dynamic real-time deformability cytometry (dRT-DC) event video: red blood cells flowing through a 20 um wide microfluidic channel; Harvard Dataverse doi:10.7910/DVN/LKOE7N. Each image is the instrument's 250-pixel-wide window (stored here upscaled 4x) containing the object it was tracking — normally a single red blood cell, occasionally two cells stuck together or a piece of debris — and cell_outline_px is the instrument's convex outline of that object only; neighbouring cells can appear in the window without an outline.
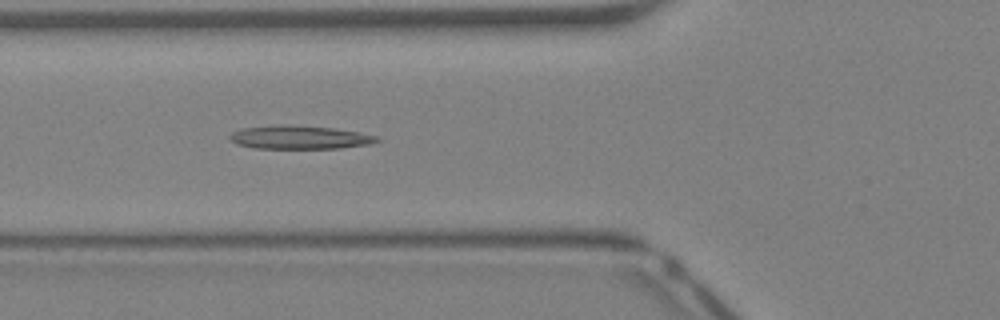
{"species": "Egyptian fruit bat (a non-hibernating species)", "species_latin": "Rousettus aegyptiacus", "temperature_condition": "warm", "stored_images_in_passage": 41, "camera_frame_rate_fps": 3000, "um_per_image_px": 0.085, "animal": {"sex": "female"}, "frame": {"image": 1, "passage_image": 15, "time_ms": 4.667, "image_size_px": [1000, 320], "cell_outline_px": [[380, 140], [368, 144], [340, 148], [252, 148], [236, 144], [228, 136], [232, 132], [240, 128], [276, 124], [288, 124], [332, 128], [360, 132], [380, 136]], "centroid_in_image_um": [25.44, 11.66], "position_along_channel_um": 100.4, "area_um2": 20.29}}
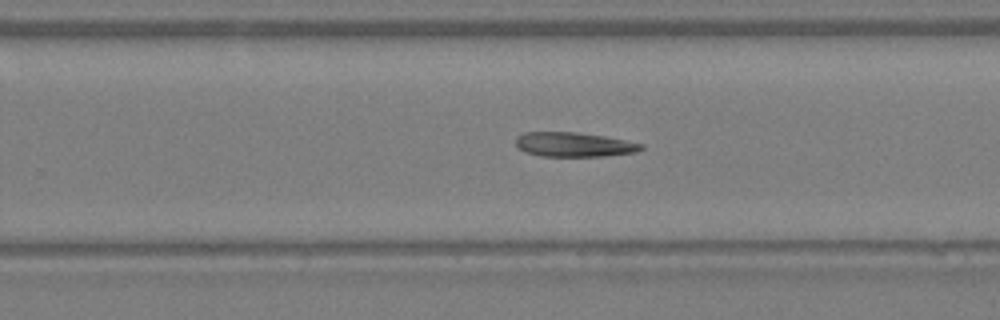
{"frame": {"image": 2, "passage_image": 26, "time_ms": 8.333, "image_size_px": [1000, 320], "cell_outline_px": [[644, 148], [636, 152], [604, 156], [540, 156], [528, 152], [520, 148], [516, 144], [516, 136], [524, 132], [576, 132], [604, 136], [644, 144]], "centroid_in_image_um": [48.8, 12.28], "position_along_channel_um": 281.0, "area_um2": 17.74}}
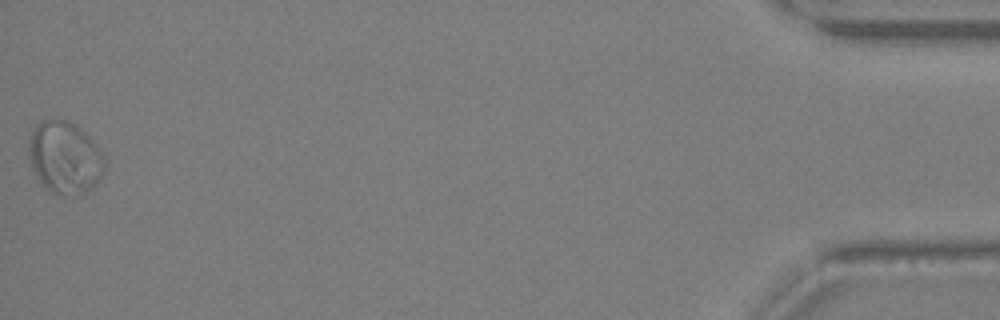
{"frame": {"image": 3, "passage_image": 41, "time_ms": 13.333, "image_size_px": [1000, 320], "cell_outline_px": [[104, 172], [96, 184], [88, 192], [80, 196], [64, 196], [52, 192], [40, 180], [32, 168], [28, 148], [28, 140], [32, 132], [40, 120], [68, 120], [84, 132], [100, 148], [104, 156]], "centroid_in_image_um": [5.53, 13.42], "position_along_channel_um": 429.7, "area_um2": 31.96}}